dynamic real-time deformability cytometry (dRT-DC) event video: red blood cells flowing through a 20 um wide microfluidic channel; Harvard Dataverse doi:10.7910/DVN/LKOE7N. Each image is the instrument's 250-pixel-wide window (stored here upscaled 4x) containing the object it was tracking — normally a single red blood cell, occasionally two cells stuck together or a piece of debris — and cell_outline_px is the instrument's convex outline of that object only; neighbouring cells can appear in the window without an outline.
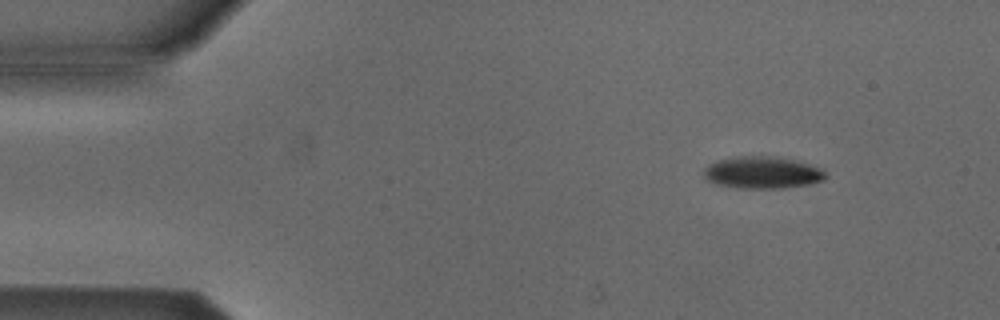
{"species": "Egyptian fruit bat (a non-hibernating species)", "species_latin": "Rousettus aegyptiacus", "temperature_condition": "cold", "stored_images_in_passage": 5, "camera_frame_rate_fps": 3000, "um_per_image_px": 0.085, "animal": {"sex": "male"}, "frame": {"image": 1, "passage_image": 2, "time_ms": 1.0, "image_size_px": [1000, 320], "cell_outline_px": [[828, 176], [824, 180], [808, 184], [784, 188], [736, 188], [716, 184], [704, 180], [700, 172], [708, 164], [716, 160], [736, 156], [780, 156], [796, 160], [824, 168]], "centroid_in_image_um": [64.77, 14.66], "position_along_channel_um": 20.2, "area_um2": 23.47}}